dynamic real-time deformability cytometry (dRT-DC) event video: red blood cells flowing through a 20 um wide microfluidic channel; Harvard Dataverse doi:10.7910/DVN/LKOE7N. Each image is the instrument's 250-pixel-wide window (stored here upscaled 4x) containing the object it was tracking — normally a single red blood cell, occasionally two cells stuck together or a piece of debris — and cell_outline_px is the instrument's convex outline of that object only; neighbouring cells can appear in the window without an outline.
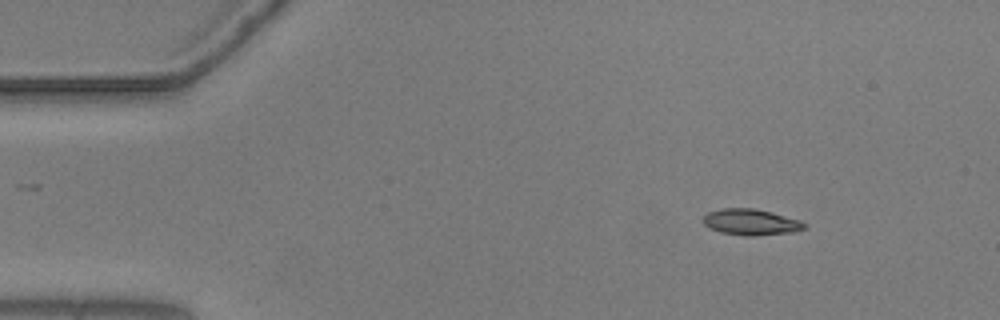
{"species": "common noctule bat (a hibernating species)", "species_latin": "Nyctalus noctula", "temperature_condition": "warm", "stored_images_in_passage": 47, "camera_frame_rate_fps": 3000, "um_per_image_px": 0.085, "animal": {"sex": "male", "body_mass_g": 20.5, "forearm_length_mm": 52.5}, "frame": {"image": 1, "passage_image": 1, "time_ms": 0.0, "image_size_px": [1000, 320], "cell_outline_px": [[808, 228], [796, 232], [752, 236], [744, 236], [720, 232], [708, 228], [700, 220], [708, 212], [720, 208], [756, 208], [772, 212], [800, 220], [808, 224]], "centroid_in_image_um": [63.84, 18.88], "position_along_channel_um": 21.2, "area_um2": 15.84}}
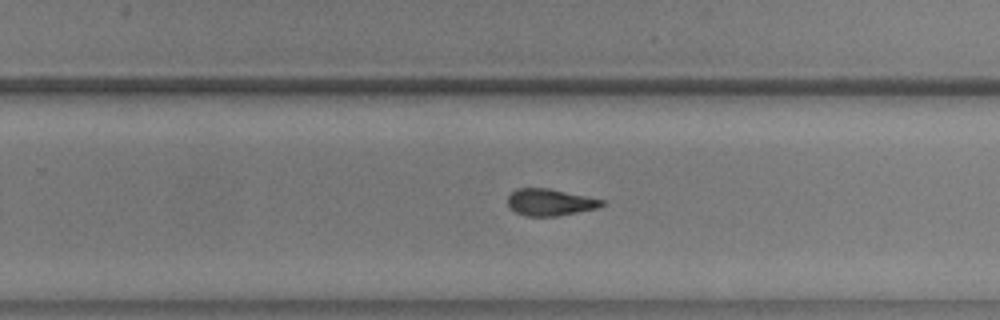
{"frame": {"image": 2, "passage_image": 29, "time_ms": 9.333, "image_size_px": [1000, 320], "cell_outline_px": [[604, 204], [600, 208], [556, 216], [524, 216], [508, 208], [508, 196], [516, 188], [548, 188], [604, 200]], "centroid_in_image_um": [46.73, 17.2], "position_along_channel_um": 283.1, "area_um2": 14.74}}
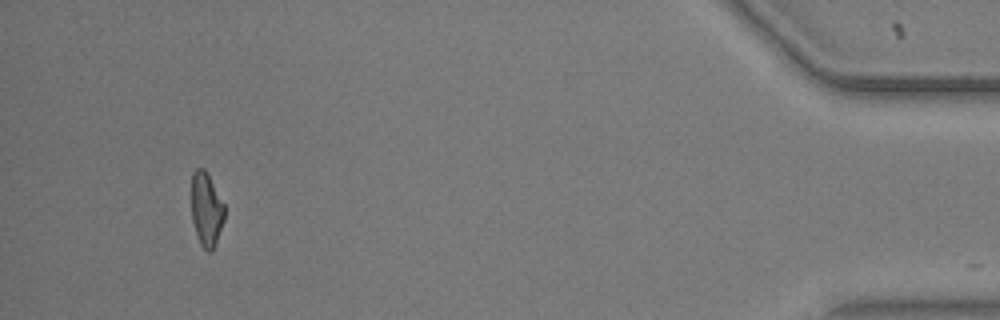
{"frame": {"image": 3, "passage_image": 46, "time_ms": 15.0, "image_size_px": [1000, 320], "cell_outline_px": [[224, 220], [216, 244], [212, 252], [208, 252], [200, 244], [192, 220], [192, 172], [196, 168], [204, 168], [208, 172], [224, 204]], "centroid_in_image_um": [17.55, 17.78], "position_along_channel_um": 417.7, "area_um2": 14.33}}